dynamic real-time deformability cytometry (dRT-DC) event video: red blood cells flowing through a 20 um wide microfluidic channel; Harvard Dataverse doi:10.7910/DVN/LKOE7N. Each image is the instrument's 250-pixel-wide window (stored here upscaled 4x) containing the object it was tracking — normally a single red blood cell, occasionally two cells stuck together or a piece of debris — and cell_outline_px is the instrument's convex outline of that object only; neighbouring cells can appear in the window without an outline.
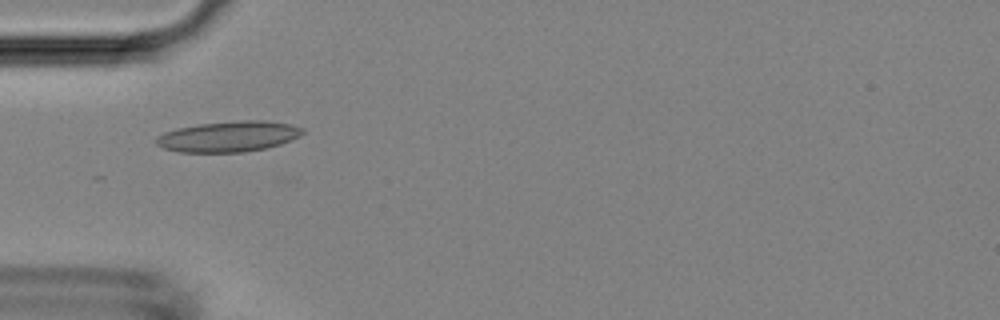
{"species": "Egyptian fruit bat (a non-hibernating species)", "species_latin": "Rousettus aegyptiacus", "temperature_condition": "room temperature", "stored_images_in_passage": 8, "camera_frame_rate_fps": 3000, "um_per_image_px": 0.085, "animal": {"sex": "female"}, "frame": {"image": 1, "passage_image": 5, "time_ms": 4.667, "image_size_px": [1000, 320], "cell_outline_px": [[304, 132], [300, 136], [280, 144], [268, 148], [244, 152], [180, 152], [164, 148], [156, 144], [156, 136], [164, 132], [176, 128], [200, 124], [240, 120], [264, 120], [292, 124], [304, 128]], "centroid_in_image_um": [19.45, 11.6], "position_along_channel_um": 65.6, "area_um2": 26.3}}
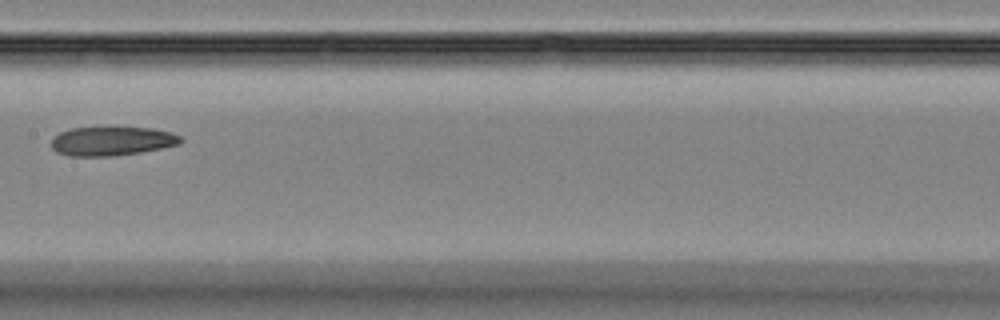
{"frame": {"image": 2, "passage_image": 8, "time_ms": 8.0, "image_size_px": [1000, 320], "cell_outline_px": [[184, 140], [180, 144], [140, 152], [112, 156], [68, 156], [56, 152], [52, 148], [52, 136], [60, 132], [72, 128], [152, 128], [168, 132], [180, 136]], "centroid_in_image_um": [9.47, 12.0], "position_along_channel_um": 197.9, "area_um2": 21.68}}